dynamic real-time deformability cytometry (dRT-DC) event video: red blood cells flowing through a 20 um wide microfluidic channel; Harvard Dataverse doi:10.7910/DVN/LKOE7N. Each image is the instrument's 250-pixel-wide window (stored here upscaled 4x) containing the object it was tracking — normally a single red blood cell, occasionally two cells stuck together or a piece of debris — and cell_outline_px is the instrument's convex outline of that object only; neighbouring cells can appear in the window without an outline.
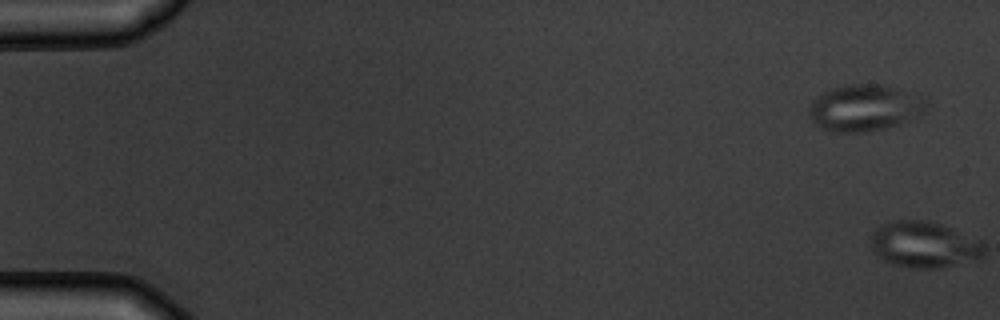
{"species": "common noctule bat (a hibernating species)", "species_latin": "Nyctalus noctula", "temperature_condition": "warm", "stored_images_in_passage": 7, "camera_frame_rate_fps": 3000, "um_per_image_px": 0.085, "animal": {"sex": "male", "body_mass_g": 19.5, "forearm_length_mm": 54.6}, "frame": {"image": 1, "passage_image": 1, "time_ms": 0.0, "image_size_px": [1000, 320], "cell_outline_px": [[928, 104], [924, 112], [888, 128], [868, 132], [836, 132], [820, 128], [812, 120], [808, 112], [812, 100], [824, 92], [832, 88], [844, 84], [884, 84], [896, 88], [916, 96]], "centroid_in_image_um": [73.43, 9.17], "position_along_channel_um": 11.6, "area_um2": 31.44}}